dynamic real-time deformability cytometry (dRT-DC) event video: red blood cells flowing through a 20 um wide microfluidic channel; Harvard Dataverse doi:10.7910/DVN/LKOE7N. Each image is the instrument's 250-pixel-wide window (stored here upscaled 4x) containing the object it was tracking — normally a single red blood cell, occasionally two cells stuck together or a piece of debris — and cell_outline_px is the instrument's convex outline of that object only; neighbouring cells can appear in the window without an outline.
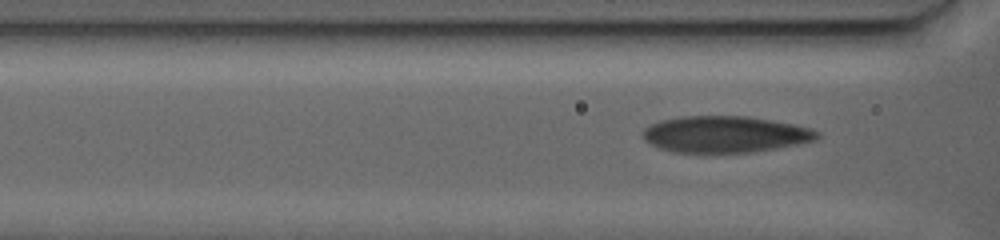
{"species": "human", "species_latin": "Homo sapiens", "temperature_condition": "warm", "stored_images_in_passage": 83, "camera_frame_rate_fps": 3000, "um_per_image_px": 0.085, "donor": {"sex": "female"}, "frame": {"image": 1, "passage_image": 11, "time_ms": 3.333, "image_size_px": [1000, 240], "cell_outline_px": [[820, 136], [816, 140], [776, 148], [752, 152], [672, 152], [660, 148], [644, 140], [644, 128], [660, 120], [684, 116], [748, 116], [772, 120], [812, 128], [820, 132]], "centroid_in_image_um": [61.66, 11.41], "position_along_channel_um": 104.9, "area_um2": 36.88}}
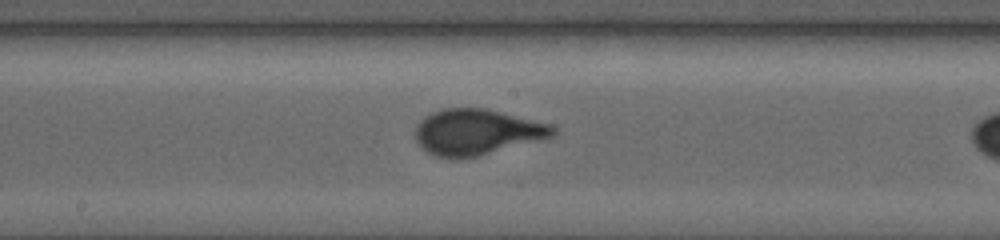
{"frame": {"image": 2, "passage_image": 56, "time_ms": 12.667, "image_size_px": [1000, 240], "cell_outline_px": [[556, 132], [552, 136], [540, 140], [476, 156], [456, 160], [452, 160], [436, 156], [420, 148], [416, 144], [416, 124], [424, 116], [432, 112], [444, 108], [484, 108], [552, 124], [556, 128]], "centroid_in_image_um": [40.48, 11.23], "position_along_channel_um": 207.7, "area_um2": 36.88}}
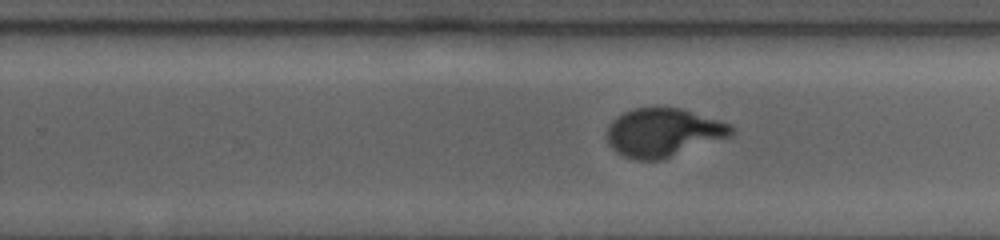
{"frame": {"image": 3, "passage_image": 72, "time_ms": 18.667, "image_size_px": [1000, 240], "cell_outline_px": [[736, 132], [732, 136], [664, 160], [636, 160], [624, 156], [616, 152], [608, 144], [608, 124], [616, 116], [624, 112], [636, 108], [680, 108], [732, 124], [736, 128]], "centroid_in_image_um": [56.42, 11.28], "position_along_channel_um": 273.4, "area_um2": 35.49}}